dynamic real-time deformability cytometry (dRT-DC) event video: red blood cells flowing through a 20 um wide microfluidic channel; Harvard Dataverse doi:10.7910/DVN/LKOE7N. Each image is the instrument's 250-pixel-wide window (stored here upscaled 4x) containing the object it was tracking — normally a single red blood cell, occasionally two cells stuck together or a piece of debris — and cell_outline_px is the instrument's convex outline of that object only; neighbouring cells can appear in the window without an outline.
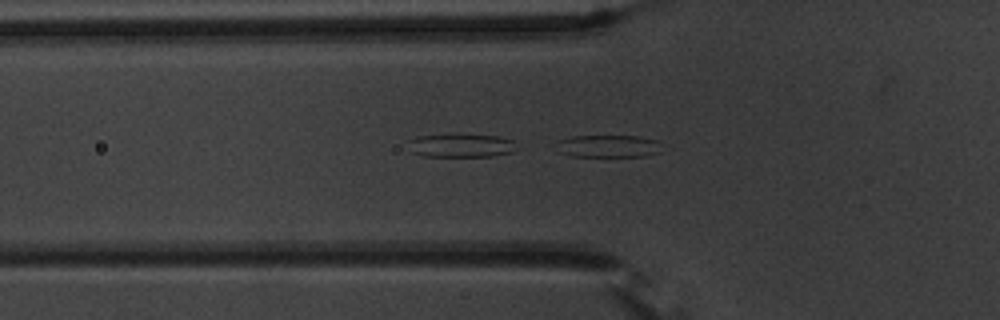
{"species": "common noctule bat (a hibernating species)", "species_latin": "Nyctalus noctula", "temperature_condition": "warm", "stored_images_in_passage": 48, "camera_frame_rate_fps": 3000, "um_per_image_px": 0.085, "animal": {"sex": "male", "body_mass_g": 20.1, "forearm_length_mm": 53.5}, "frame": {"image": 1, "passage_image": 13, "time_ms": 4.0, "image_size_px": [1000, 320], "cell_outline_px": [[660, 152], [644, 156], [572, 156], [556, 152], [556, 140], [572, 136], [640, 136], [656, 140]], "centroid_in_image_um": [51.6, 12.42], "position_along_channel_um": 74.2, "area_um2": 13.81}}
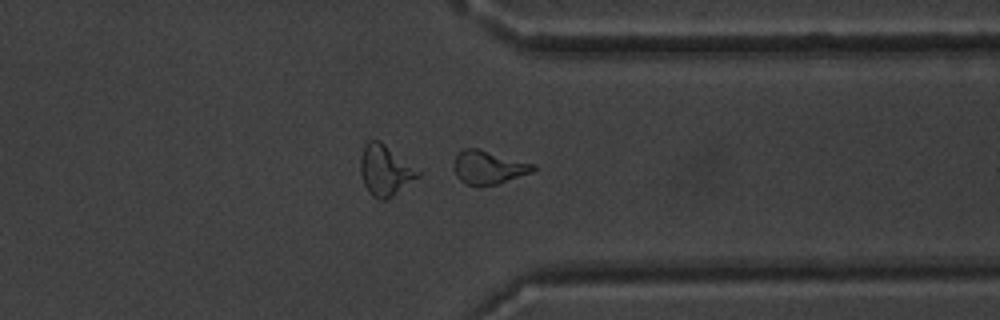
{"frame": {"image": 2, "passage_image": 37, "time_ms": 12.0, "image_size_px": [1000, 320], "cell_outline_px": [[536, 168], [532, 172], [496, 184], [476, 188], [464, 184], [456, 176], [452, 164], [456, 156], [464, 148], [476, 148], [536, 164]], "centroid_in_image_um": [41.48, 14.25], "position_along_channel_um": 369.9, "area_um2": 15.66}, "authors_computed_cell_mechanics": {"area_um2": 15.6927, "velocity_mm_per_s": 3.6961, "shape_relaxation_time_tau1_ms": 9.4421, "shape_relaxation_time_tau2_ms": 2.3699, "deformation_change_tau1": 0.2431, "deformation_change_tau2": 0.1138}}